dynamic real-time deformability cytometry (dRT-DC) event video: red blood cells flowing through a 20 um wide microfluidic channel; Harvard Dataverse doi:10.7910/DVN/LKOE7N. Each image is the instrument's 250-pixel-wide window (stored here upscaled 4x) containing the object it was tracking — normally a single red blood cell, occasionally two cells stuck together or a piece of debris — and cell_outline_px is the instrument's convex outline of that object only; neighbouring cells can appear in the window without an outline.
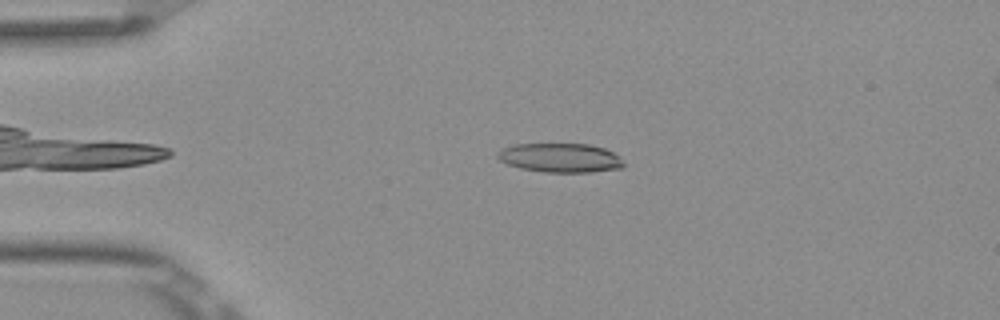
{"species": "Egyptian fruit bat (a non-hibernating species)", "species_latin": "Rousettus aegyptiacus", "temperature_condition": "room temperature", "stored_images_in_passage": 45, "camera_frame_rate_fps": 3000, "um_per_image_px": 0.085, "frame": {"image": 1, "passage_image": 5, "time_ms": 1.333, "image_size_px": [1000, 320], "cell_outline_px": [[624, 168], [592, 172], [544, 172], [520, 168], [508, 164], [500, 160], [496, 156], [496, 152], [500, 148], [516, 144], [588, 144], [604, 148], [620, 156], [624, 164]], "centroid_in_image_um": [47.62, 13.41], "position_along_channel_um": 37.4, "area_um2": 21.56}}
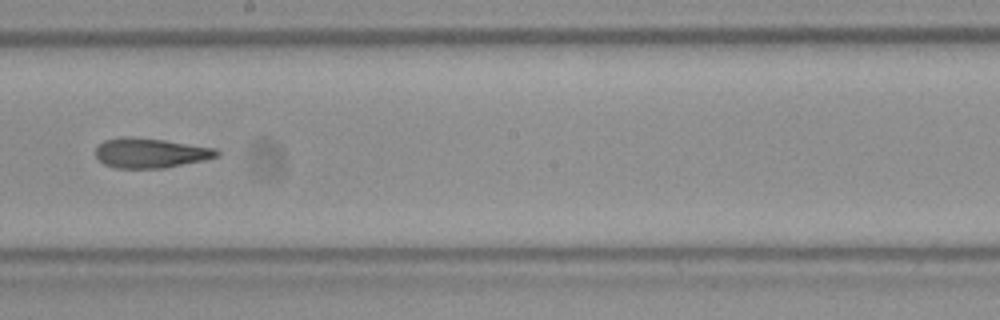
{"frame": {"image": 2, "passage_image": 23, "time_ms": 7.333, "image_size_px": [1000, 320], "cell_outline_px": [[220, 156], [204, 160], [164, 168], [116, 168], [104, 164], [96, 156], [96, 148], [104, 140], [124, 136], [128, 136], [164, 140], [216, 148], [220, 152]], "centroid_in_image_um": [12.81, 13.0], "position_along_channel_um": 235.4, "area_um2": 21.04}}
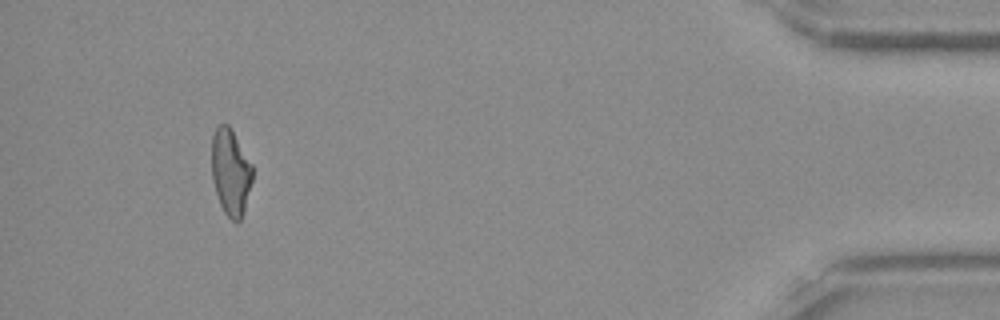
{"frame": {"image": 3, "passage_image": 42, "time_ms": 13.667, "image_size_px": [1000, 320], "cell_outline_px": [[252, 180], [244, 212], [240, 220], [232, 220], [224, 212], [220, 204], [212, 180], [212, 136], [216, 128], [220, 124], [228, 124], [252, 164]], "centroid_in_image_um": [19.6, 14.63], "position_along_channel_um": 415.6, "area_um2": 20.29}, "authors_computed_cell_mechanics": {"area_um2": 21.5016, "velocity_mm_per_s": 3.8941, "shape_relaxation_time_tau1_ms": 5.609, "shape_relaxation_time_tau2_ms": 3.2461, "deformation_change_tau1": 0.1857, "deformation_change_tau2": 0.1377}}